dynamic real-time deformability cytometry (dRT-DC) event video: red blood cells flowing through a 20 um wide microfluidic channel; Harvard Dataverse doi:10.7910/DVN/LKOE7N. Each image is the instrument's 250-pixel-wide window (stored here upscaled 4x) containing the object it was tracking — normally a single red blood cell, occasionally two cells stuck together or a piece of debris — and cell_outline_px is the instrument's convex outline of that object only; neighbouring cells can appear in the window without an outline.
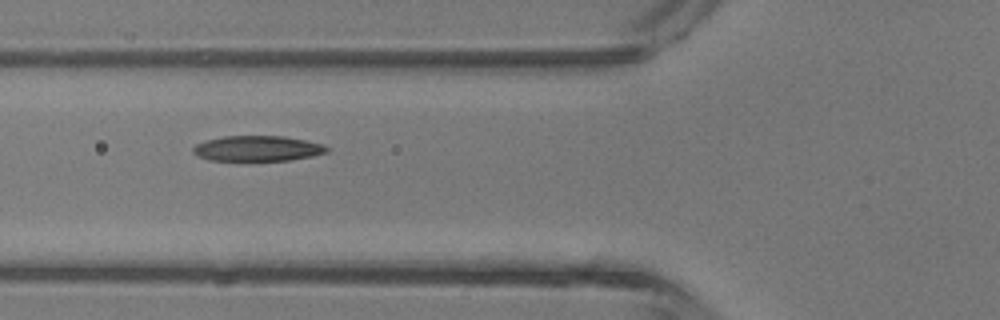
{"species": "common noctule bat (a hibernating species)", "species_latin": "Nyctalus noctula", "temperature_condition": "room temperature", "stored_images_in_passage": 6, "camera_frame_rate_fps": 3000, "um_per_image_px": 0.085, "animal": {"sex": "male", "body_mass_g": 13.3}, "frame": {"image": 1, "passage_image": 5, "time_ms": 4.667, "image_size_px": [1000, 320], "cell_outline_px": [[328, 152], [312, 156], [288, 160], [240, 164], [208, 160], [196, 156], [192, 152], [192, 148], [196, 144], [208, 140], [224, 136], [284, 136], [324, 144], [328, 148]], "centroid_in_image_um": [21.82, 12.68], "position_along_channel_um": 104.0, "area_um2": 20.87}}
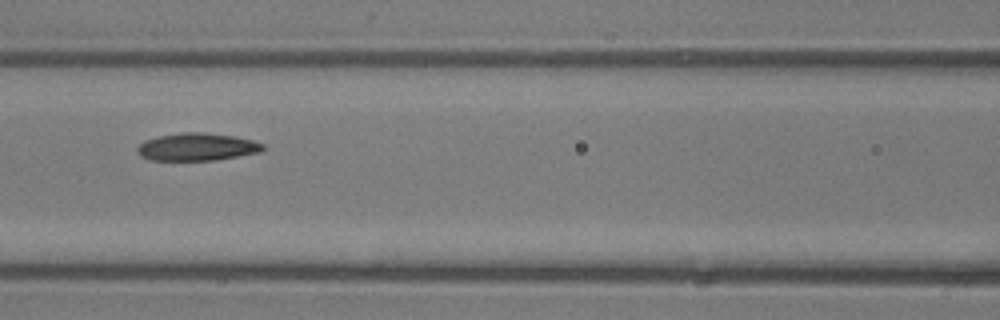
{"frame": {"image": 2, "passage_image": 6, "time_ms": 5.667, "image_size_px": [1000, 320], "cell_outline_px": [[264, 148], [260, 152], [216, 160], [148, 160], [140, 156], [136, 152], [136, 148], [144, 140], [160, 136], [180, 132], [204, 132], [232, 136], [252, 140], [264, 144]], "centroid_in_image_um": [16.71, 12.49], "position_along_channel_um": 149.9, "area_um2": 20.23}}